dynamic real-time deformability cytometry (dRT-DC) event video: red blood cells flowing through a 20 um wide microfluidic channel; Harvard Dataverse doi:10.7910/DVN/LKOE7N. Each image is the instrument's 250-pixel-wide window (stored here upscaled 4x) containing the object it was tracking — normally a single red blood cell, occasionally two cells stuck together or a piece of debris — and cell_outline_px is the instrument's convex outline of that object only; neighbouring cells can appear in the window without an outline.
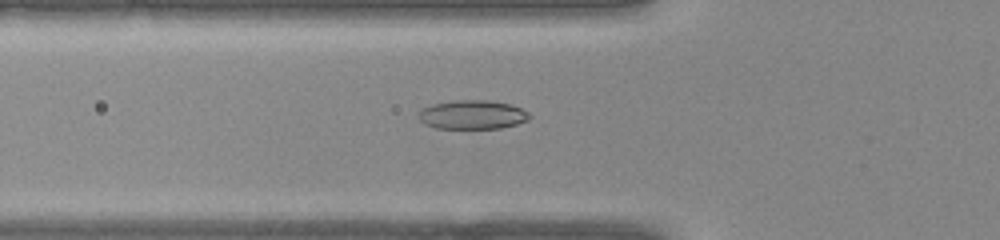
{"species": "common noctule bat (a hibernating species)", "species_latin": "Nyctalus noctula", "temperature_condition": "warm", "stored_images_in_passage": 28, "camera_frame_rate_fps": 3000, "um_per_image_px": 0.085, "animal": {"sex": "female", "body_mass_g": 22.0, "forearm_length_mm": 56.7}, "frame": {"image": 1, "passage_image": 2, "time_ms": 0.333, "image_size_px": [1000, 240], "cell_outline_px": [[532, 116], [528, 120], [516, 124], [500, 128], [436, 128], [420, 120], [416, 116], [424, 108], [432, 104], [448, 100], [484, 100], [508, 104], [520, 108], [528, 112]], "centroid_in_image_um": [40.15, 9.74], "position_along_channel_um": 85.7, "area_um2": 18.55}}
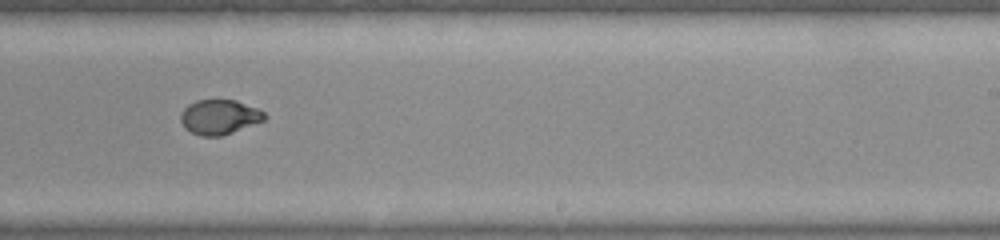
{"frame": {"image": 2, "passage_image": 13, "time_ms": 4.0, "image_size_px": [1000, 240], "cell_outline_px": [[268, 116], [264, 120], [232, 132], [220, 136], [200, 136], [184, 128], [180, 120], [180, 112], [188, 104], [196, 100], [236, 100], [256, 108], [264, 112]], "centroid_in_image_um": [18.61, 9.94], "position_along_channel_um": 270.4, "area_um2": 16.94}}
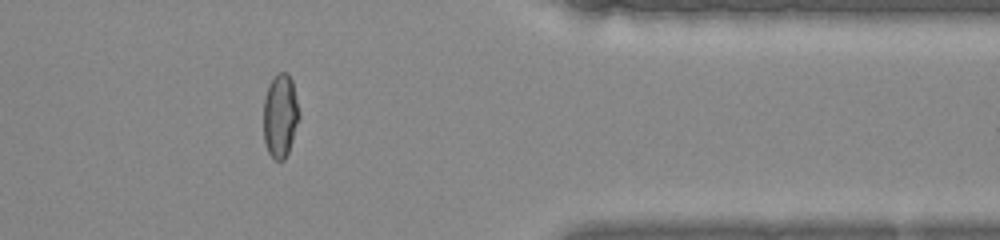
{"frame": {"image": 3, "passage_image": 21, "time_ms": 6.667, "image_size_px": [1000, 240], "cell_outline_px": [[300, 116], [288, 152], [284, 160], [276, 160], [268, 152], [264, 140], [264, 96], [268, 84], [280, 72], [288, 72], [292, 80], [300, 112]], "centroid_in_image_um": [23.83, 9.82], "position_along_channel_um": 387.6, "area_um2": 17.34}}